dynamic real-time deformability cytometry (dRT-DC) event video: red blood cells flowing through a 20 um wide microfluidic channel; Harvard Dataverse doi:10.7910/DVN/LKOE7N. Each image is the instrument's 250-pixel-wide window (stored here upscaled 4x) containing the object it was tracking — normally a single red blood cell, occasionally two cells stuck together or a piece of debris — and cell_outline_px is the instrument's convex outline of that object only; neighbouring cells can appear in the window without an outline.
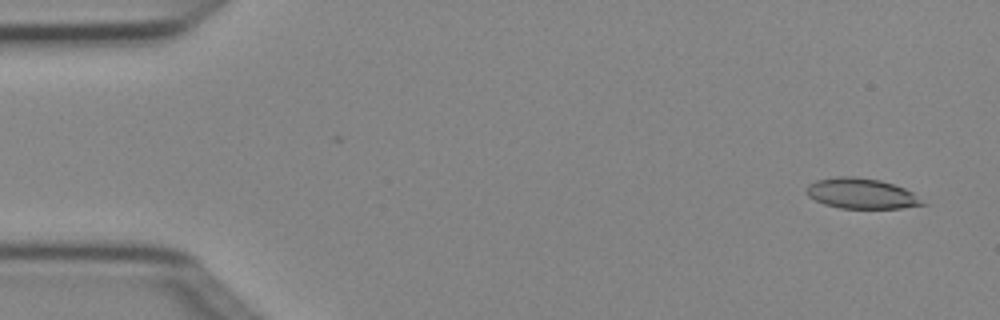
{"species": "Egyptian fruit bat (a non-hibernating species)", "species_latin": "Rousettus aegyptiacus", "temperature_condition": "cold", "stored_images_in_passage": 4, "camera_frame_rate_fps": 3000, "um_per_image_px": 0.085, "animal": {"sex": "female"}, "frame": {"image": 1, "passage_image": 1, "time_ms": 0.0, "image_size_px": [1000, 320], "cell_outline_px": [[928, 204], [900, 208], [840, 208], [824, 204], [808, 196], [804, 192], [808, 184], [816, 180], [836, 176], [856, 176], [880, 180], [904, 188], [912, 192]], "centroid_in_image_um": [73.19, 16.44], "position_along_channel_um": 11.8, "area_um2": 20.63}}
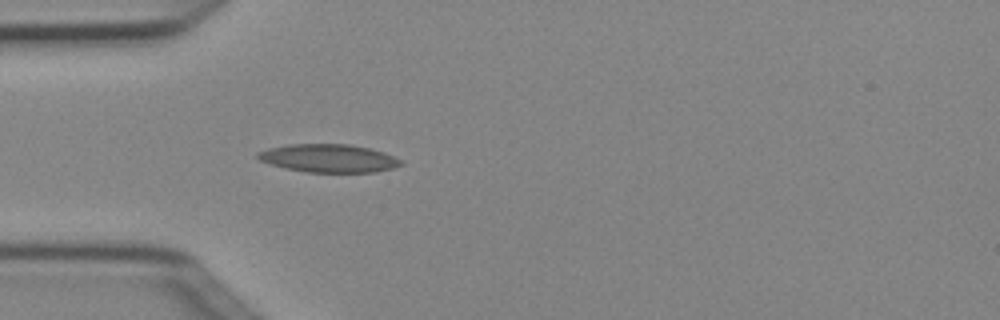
{"frame": {"image": 2, "passage_image": 4, "time_ms": 1.0, "image_size_px": [1000, 320], "cell_outline_px": [[404, 164], [392, 168], [376, 172], [308, 172], [284, 168], [260, 160], [256, 156], [256, 152], [268, 148], [288, 144], [348, 144], [368, 148], [384, 152], [400, 160]], "centroid_in_image_um": [27.91, 13.45], "position_along_channel_um": 57.1, "area_um2": 23.35}}